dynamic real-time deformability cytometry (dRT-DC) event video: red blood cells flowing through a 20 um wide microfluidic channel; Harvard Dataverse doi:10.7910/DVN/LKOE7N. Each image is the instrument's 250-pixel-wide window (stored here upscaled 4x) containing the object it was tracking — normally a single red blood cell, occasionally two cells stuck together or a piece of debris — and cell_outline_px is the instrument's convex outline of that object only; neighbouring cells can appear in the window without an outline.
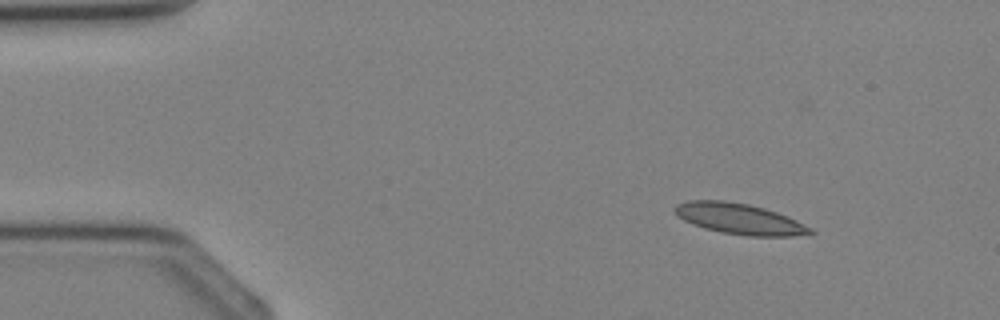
{"species": "Egyptian fruit bat (a non-hibernating species)", "species_latin": "Rousettus aegyptiacus", "temperature_condition": "cold", "stored_images_in_passage": 3, "camera_frame_rate_fps": 3000, "um_per_image_px": 0.085, "animal": {"sex": "female"}, "frame": {"image": 1, "passage_image": 1, "time_ms": 0.0, "image_size_px": [1000, 320], "cell_outline_px": [[816, 232], [812, 236], [748, 236], [724, 232], [704, 228], [692, 224], [676, 216], [672, 208], [676, 204], [688, 200], [724, 200], [748, 204], [764, 208], [788, 216], [812, 228]], "centroid_in_image_um": [62.88, 18.6], "position_along_channel_um": 22.1, "area_um2": 24.62}}
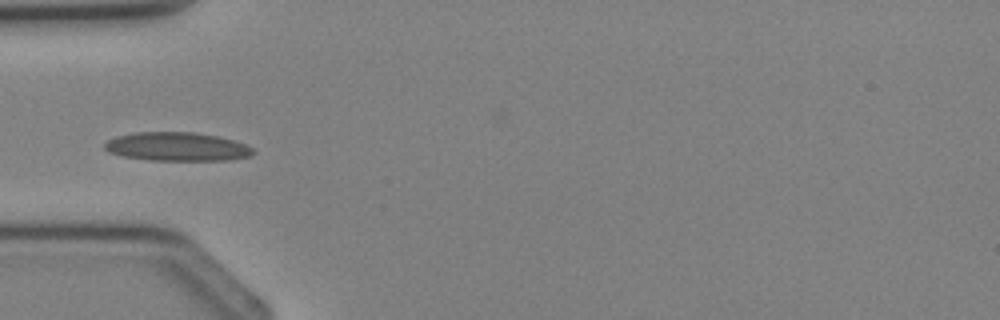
{"frame": {"image": 2, "passage_image": 3, "time_ms": 2.333, "image_size_px": [1000, 320], "cell_outline_px": [[256, 152], [248, 156], [228, 160], [148, 160], [124, 156], [108, 152], [104, 148], [104, 144], [108, 140], [116, 136], [136, 132], [196, 132], [216, 136], [232, 140], [244, 144], [252, 148]], "centroid_in_image_um": [15.02, 12.46], "position_along_channel_um": 70.0, "area_um2": 24.68}}